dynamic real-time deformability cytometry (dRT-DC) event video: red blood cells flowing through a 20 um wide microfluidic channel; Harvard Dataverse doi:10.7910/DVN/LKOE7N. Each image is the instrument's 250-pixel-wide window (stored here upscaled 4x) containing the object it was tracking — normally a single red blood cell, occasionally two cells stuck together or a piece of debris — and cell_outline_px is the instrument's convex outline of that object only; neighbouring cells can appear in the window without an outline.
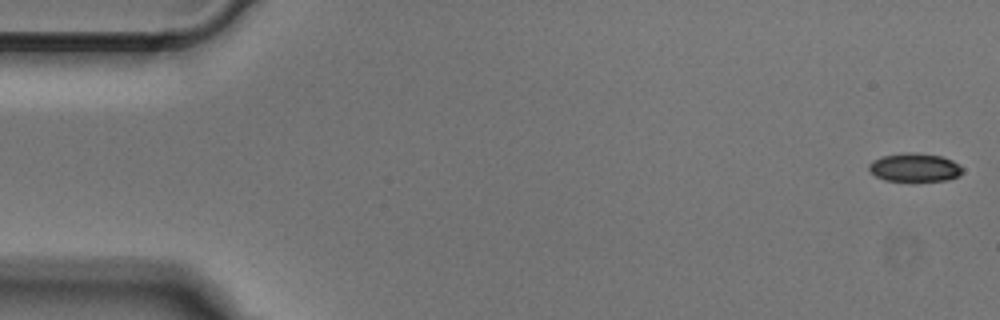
{"species": "Egyptian fruit bat (a non-hibernating species)", "species_latin": "Rousettus aegyptiacus", "temperature_condition": "cold", "stored_images_in_passage": 51, "camera_frame_rate_fps": 3000, "um_per_image_px": 0.085, "animal": {"sex": "male"}, "frame": {"image": 1, "passage_image": 1, "time_ms": 0.0, "image_size_px": [1000, 320], "cell_outline_px": [[964, 172], [960, 176], [948, 180], [884, 180], [876, 176], [868, 168], [868, 164], [872, 160], [880, 156], [908, 152], [916, 152], [940, 156], [952, 160], [960, 164], [964, 168]], "centroid_in_image_um": [77.78, 14.22], "position_along_channel_um": 7.2, "area_um2": 15.61}}
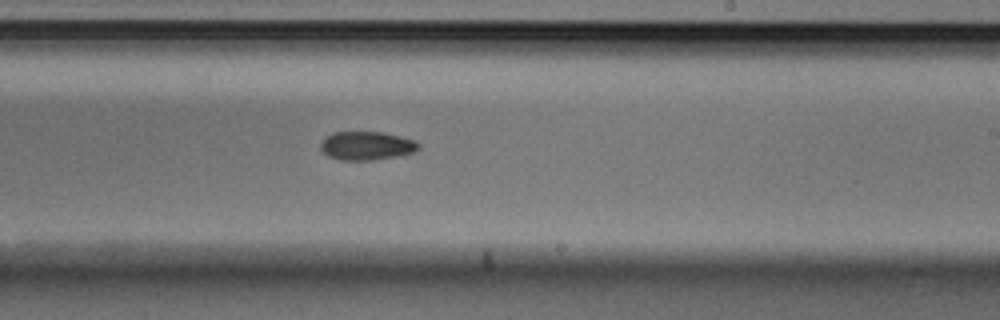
{"frame": {"image": 2, "passage_image": 30, "time_ms": 9.667, "image_size_px": [1000, 320], "cell_outline_px": [[420, 148], [416, 152], [372, 160], [340, 160], [328, 156], [320, 148], [320, 144], [332, 132], [384, 132], [416, 140], [420, 144]], "centroid_in_image_um": [31.2, 12.38], "position_along_channel_um": 257.8, "area_um2": 16.3}}
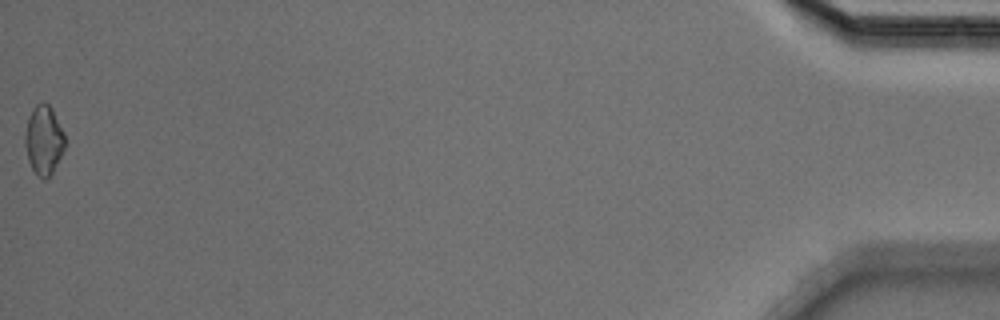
{"frame": {"image": 3, "passage_image": 51, "time_ms": 16.667, "image_size_px": [1000, 320], "cell_outline_px": [[64, 148], [52, 172], [44, 180], [36, 176], [28, 160], [24, 144], [24, 136], [28, 116], [32, 108], [36, 104], [48, 104], [52, 108], [64, 132]], "centroid_in_image_um": [3.69, 11.9], "position_along_channel_um": 431.5, "area_um2": 16.01}}